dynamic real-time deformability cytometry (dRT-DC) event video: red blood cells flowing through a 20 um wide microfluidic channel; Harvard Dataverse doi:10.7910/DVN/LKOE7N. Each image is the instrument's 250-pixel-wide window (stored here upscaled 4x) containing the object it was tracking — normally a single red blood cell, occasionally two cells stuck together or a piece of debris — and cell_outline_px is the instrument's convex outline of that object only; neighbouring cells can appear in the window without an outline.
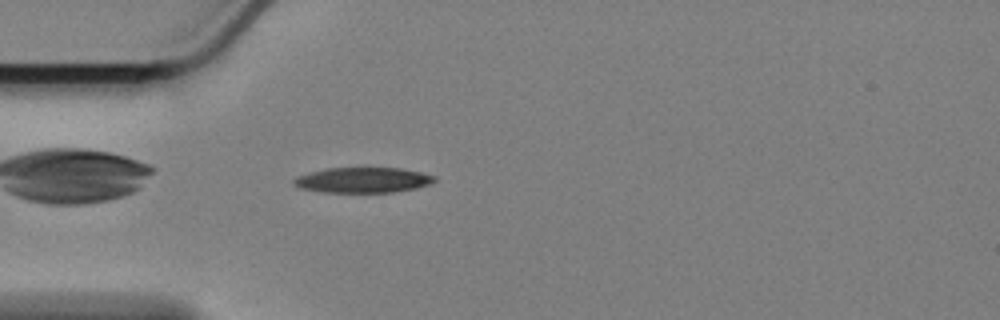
{"species": "Egyptian fruit bat (a non-hibernating species)", "species_latin": "Rousettus aegyptiacus", "temperature_condition": "cold", "stored_images_in_passage": 45, "camera_frame_rate_fps": 3000, "um_per_image_px": 0.085, "animal": {"sex": "female"}, "frame": {"image": 1, "passage_image": 3, "time_ms": 0.667, "image_size_px": [1000, 320], "cell_outline_px": [[436, 180], [432, 184], [416, 188], [392, 192], [324, 192], [300, 188], [292, 184], [292, 180], [296, 176], [308, 172], [328, 168], [400, 168], [420, 172], [436, 176]], "centroid_in_image_um": [30.83, 15.3], "position_along_channel_um": 54.2, "area_um2": 20.87}}
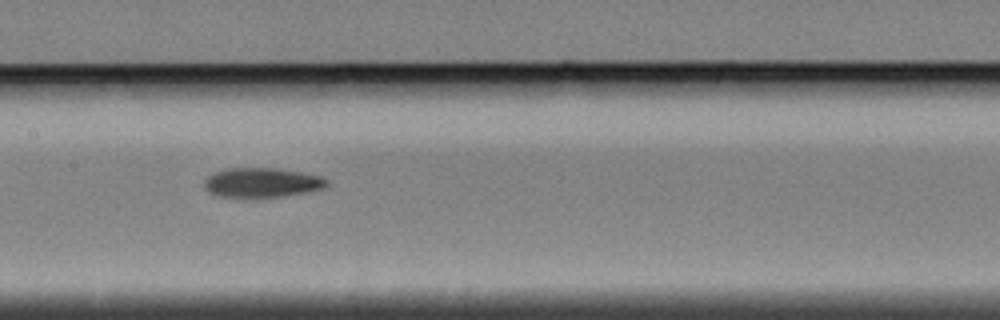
{"frame": {"image": 2, "passage_image": 15, "time_ms": 4.667, "image_size_px": [1000, 320], "cell_outline_px": [[328, 184], [324, 188], [304, 192], [280, 196], [220, 196], [208, 192], [204, 188], [204, 180], [208, 176], [216, 172], [228, 168], [276, 168], [300, 172], [320, 176], [328, 180]], "centroid_in_image_um": [22.25, 15.5], "position_along_channel_um": 185.2, "area_um2": 20.63}}
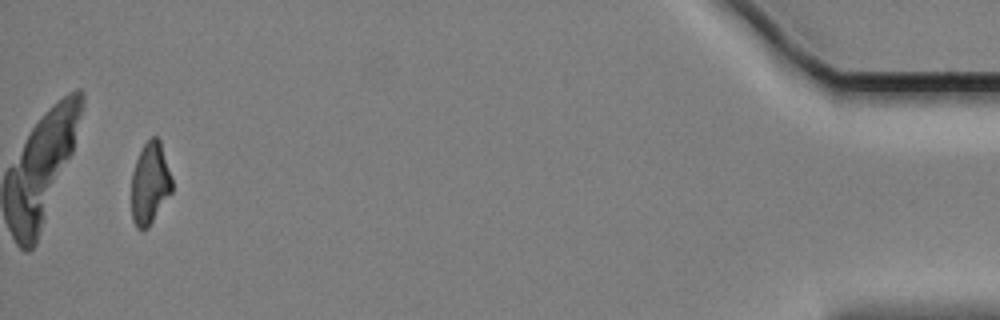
{"frame": {"image": 3, "passage_image": 43, "time_ms": 14.0, "image_size_px": [1000, 320], "cell_outline_px": [[172, 192], [148, 228], [140, 232], [136, 228], [132, 220], [132, 172], [136, 160], [144, 144], [152, 136], [156, 136], [160, 140], [172, 176]], "centroid_in_image_um": [12.75, 15.61], "position_along_channel_um": 422.4, "area_um2": 19.54}, "authors_computed_cell_mechanics": {"area_um2": 21.3282, "velocity_mm_per_s": 3.4003, "shape_relaxation_time_tau1_ms": 8.6983, "shape_relaxation_time_tau2_ms": 8.5672, "deformation_change_tau1": 0.1838, "deformation_change_tau2": 0.1728}}